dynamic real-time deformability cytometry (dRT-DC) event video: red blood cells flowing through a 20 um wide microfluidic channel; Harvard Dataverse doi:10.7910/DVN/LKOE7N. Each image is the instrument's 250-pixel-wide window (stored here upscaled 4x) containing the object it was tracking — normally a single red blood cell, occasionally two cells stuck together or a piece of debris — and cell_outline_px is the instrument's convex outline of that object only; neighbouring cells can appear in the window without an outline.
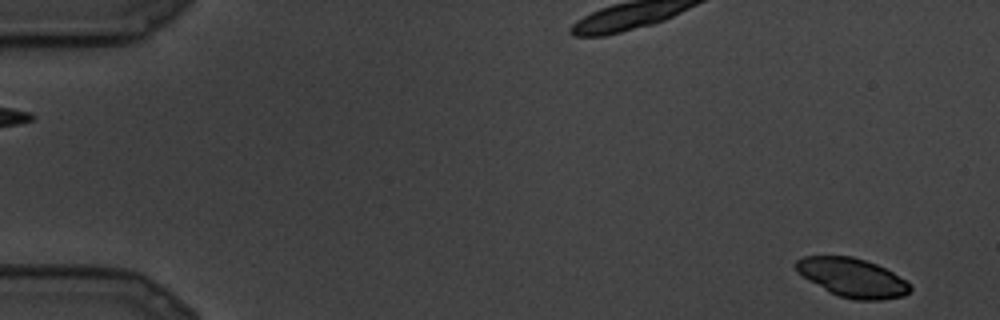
{"species": "common noctule bat (a hibernating species)", "species_latin": "Nyctalus noctula", "temperature_condition": "cold", "stored_images_in_passage": 26, "camera_frame_rate_fps": 3000, "um_per_image_px": 0.085, "animal": {"sex": "male", "body_mass_g": 19.5, "forearm_length_mm": 54.6}, "frame": {"image": 1, "passage_image": 1, "time_ms": 0.0, "image_size_px": [1000, 320], "cell_outline_px": [[912, 288], [904, 296], [880, 300], [856, 300], [840, 296], [828, 292], [796, 272], [796, 260], [804, 256], [852, 256], [876, 264], [892, 272], [904, 280]], "centroid_in_image_um": [72.42, 23.6], "position_along_channel_um": 12.6, "area_um2": 25.61}}
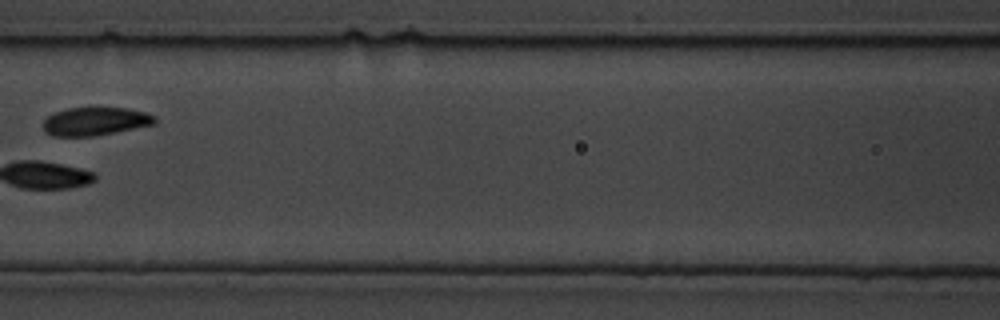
{"frame": {"image": 2, "passage_image": 12, "time_ms": 3.667, "image_size_px": [1000, 320], "cell_outline_px": [[156, 120], [152, 124], [116, 132], [92, 136], [52, 136], [44, 132], [44, 120], [48, 116], [56, 112], [68, 108], [128, 108], [144, 112], [156, 116]], "centroid_in_image_um": [8.07, 10.32], "position_along_channel_um": 158.5, "area_um2": 18.15}}